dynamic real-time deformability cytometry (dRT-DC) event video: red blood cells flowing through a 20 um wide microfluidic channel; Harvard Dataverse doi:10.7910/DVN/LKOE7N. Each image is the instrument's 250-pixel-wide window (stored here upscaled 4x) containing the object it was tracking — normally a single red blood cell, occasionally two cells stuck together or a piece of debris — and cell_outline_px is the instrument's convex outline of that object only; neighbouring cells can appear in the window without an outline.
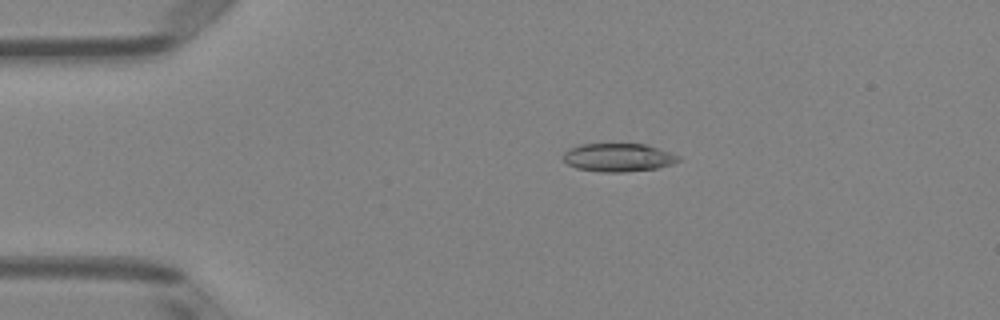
{"species": "Egyptian fruit bat (a non-hibernating species)", "species_latin": "Rousettus aegyptiacus", "temperature_condition": "room temperature", "stored_images_in_passage": 43, "camera_frame_rate_fps": 3000, "um_per_image_px": 0.085, "animal": {"sex": "female"}, "frame": {"image": 1, "passage_image": 3, "time_ms": 0.667, "image_size_px": [1000, 320], "cell_outline_px": [[680, 160], [672, 164], [656, 168], [624, 172], [604, 172], [576, 168], [568, 164], [564, 160], [564, 152], [568, 148], [580, 144], [644, 144], [680, 156]], "centroid_in_image_um": [52.52, 13.38], "position_along_channel_um": 32.5, "area_um2": 18.79}}
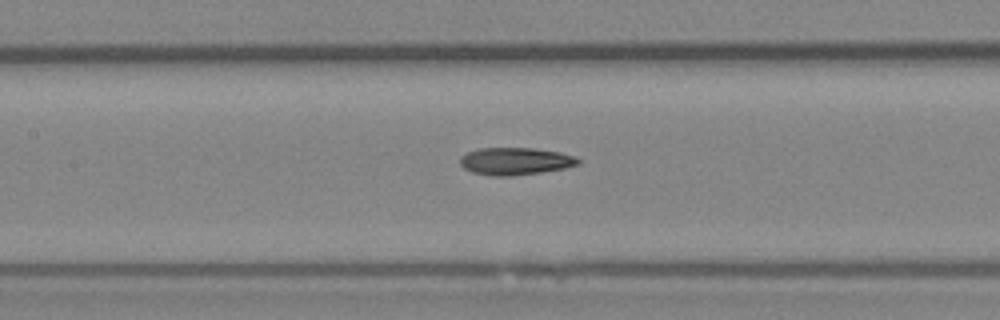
{"frame": {"image": 2, "passage_image": 16, "time_ms": 5.0, "image_size_px": [1000, 320], "cell_outline_px": [[580, 164], [564, 168], [540, 172], [512, 176], [492, 176], [472, 172], [464, 168], [460, 164], [460, 156], [468, 152], [480, 148], [532, 148], [560, 152], [572, 156], [580, 160]], "centroid_in_image_um": [43.77, 13.7], "position_along_channel_um": 163.6, "area_um2": 18.73}}
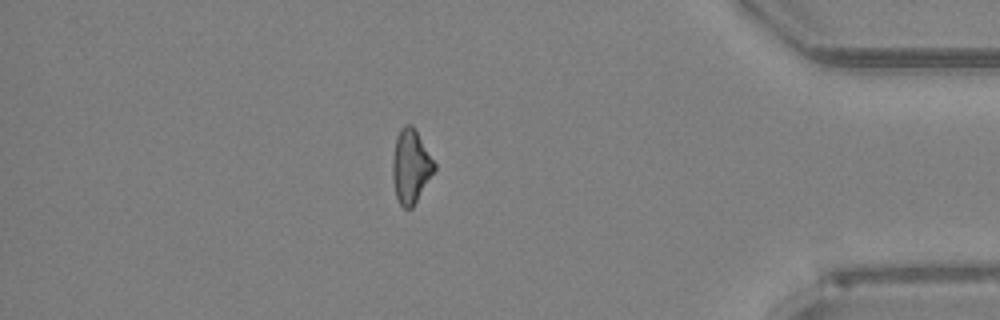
{"frame": {"image": 3, "passage_image": 36, "time_ms": 11.667, "image_size_px": [1000, 320], "cell_outline_px": [[436, 168], [412, 208], [404, 208], [400, 204], [396, 196], [392, 176], [392, 160], [396, 136], [400, 128], [404, 124], [412, 124], [436, 164]], "centroid_in_image_um": [34.9, 14.11], "position_along_channel_um": 400.3, "area_um2": 17.86}, "authors_computed_cell_mechanics": {"area_um2": 18.5538, "velocity_mm_per_s": 4.0951, "shape_relaxation_time_tau1_ms": null, "shape_relaxation_time_tau2_ms": 5.7659, "deformation_change_tau1": null, "deformation_change_tau2": 0.1543}}